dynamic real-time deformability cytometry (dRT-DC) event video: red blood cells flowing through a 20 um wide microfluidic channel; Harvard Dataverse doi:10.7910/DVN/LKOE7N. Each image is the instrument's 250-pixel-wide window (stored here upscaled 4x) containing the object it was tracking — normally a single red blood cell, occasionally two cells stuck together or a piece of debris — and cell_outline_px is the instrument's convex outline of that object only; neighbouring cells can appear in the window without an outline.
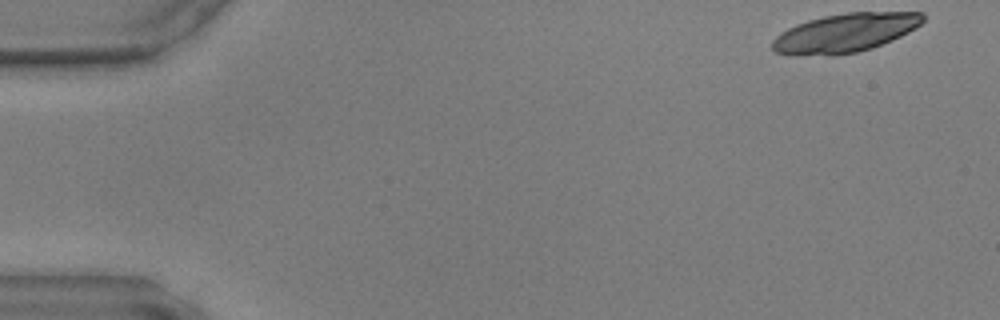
{"species": "common noctule bat (a hibernating species)", "species_latin": "Nyctalus noctula", "temperature_condition": "warm", "stored_images_in_passage": 46, "camera_frame_rate_fps": 3000, "um_per_image_px": 0.085, "animal": {"sex": "male", "body_mass_g": 17.9, "forearm_length_mm": 54.2}, "frame": {"image": 1, "passage_image": 1, "time_ms": 0.0, "image_size_px": [1000, 320], "cell_outline_px": [[924, 20], [916, 28], [892, 40], [872, 48], [856, 52], [836, 56], [792, 56], [772, 52], [772, 40], [780, 32], [796, 24], [808, 20], [824, 16], [848, 12], [924, 12]], "centroid_in_image_um": [71.78, 2.82], "position_along_channel_um": 13.2, "area_um2": 34.51}}
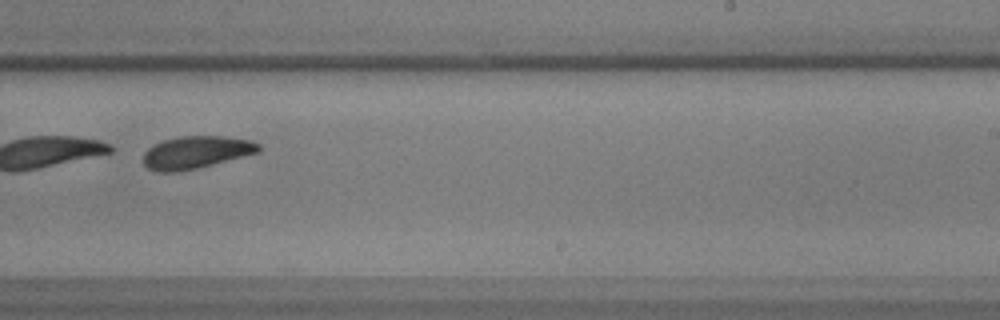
{"frame": {"image": 2, "passage_image": 29, "time_ms": 9.333, "image_size_px": [1000, 320], "cell_outline_px": [[260, 152], [196, 168], [176, 172], [156, 172], [148, 168], [144, 164], [144, 152], [148, 148], [164, 140], [180, 136], [224, 136], [248, 140], [260, 144]], "centroid_in_image_um": [16.66, 12.95], "position_along_channel_um": 272.3, "area_um2": 21.62}}